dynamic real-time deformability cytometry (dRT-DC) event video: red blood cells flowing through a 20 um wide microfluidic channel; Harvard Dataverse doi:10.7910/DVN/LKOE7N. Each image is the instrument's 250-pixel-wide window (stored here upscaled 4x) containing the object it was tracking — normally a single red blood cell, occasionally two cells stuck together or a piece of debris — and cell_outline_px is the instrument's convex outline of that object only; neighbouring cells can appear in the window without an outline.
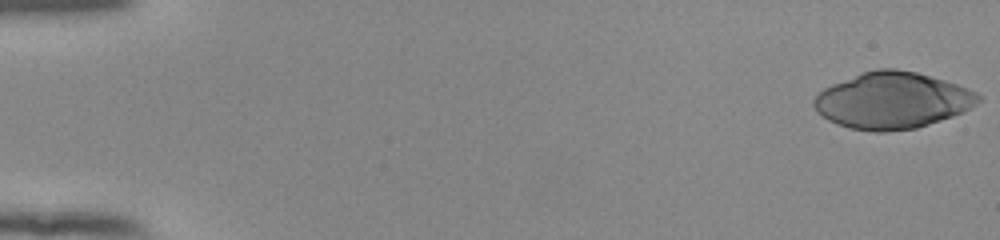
{"species": "human", "species_latin": "Homo sapiens", "temperature_condition": "room temperature", "stored_images_in_passage": 53, "camera_frame_rate_fps": 3000, "um_per_image_px": 0.085, "donor": {"sex": "female"}, "frame": {"image": 1, "passage_image": 1, "time_ms": 0.0, "image_size_px": [1000, 240], "cell_outline_px": [[980, 100], [976, 104], [952, 116], [916, 128], [888, 132], [872, 132], [848, 128], [836, 124], [828, 120], [812, 104], [812, 100], [824, 88], [832, 84], [864, 72], [876, 68], [896, 68], [916, 72], [944, 80], [968, 88], [976, 92], [980, 96]], "centroid_in_image_um": [75.83, 8.54], "position_along_channel_um": 9.2, "area_um2": 53.75}}